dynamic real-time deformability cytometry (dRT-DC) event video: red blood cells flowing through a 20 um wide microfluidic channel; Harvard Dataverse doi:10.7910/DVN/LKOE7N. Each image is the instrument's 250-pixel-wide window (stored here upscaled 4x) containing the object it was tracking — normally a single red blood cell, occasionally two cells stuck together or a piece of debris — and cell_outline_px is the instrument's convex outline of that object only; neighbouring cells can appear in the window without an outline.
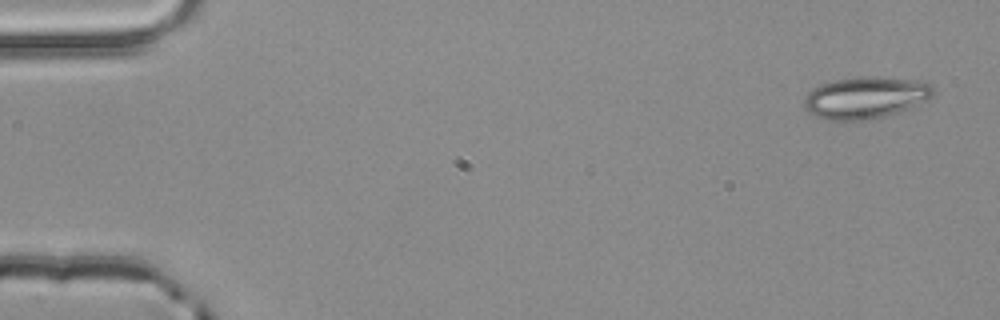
{"species": "common noctule bat (a hibernating species)", "species_latin": "Nyctalus noctula", "temperature_condition": "room temperature", "stored_images_in_passage": 4, "camera_frame_rate_fps": 3000, "um_per_image_px": 0.085, "animal": {"sex": "male", "body_mass_g": 20.4}, "frame": {"image": 1, "passage_image": 1, "time_ms": 0.0, "image_size_px": [1000, 320], "cell_outline_px": [[936, 92], [932, 100], [884, 116], [864, 120], [828, 120], [812, 116], [804, 108], [804, 100], [808, 92], [820, 84], [836, 80], [860, 76], [868, 76], [916, 80], [928, 84]], "centroid_in_image_um": [73.57, 8.3], "position_along_channel_um": 11.4, "area_um2": 31.56}}